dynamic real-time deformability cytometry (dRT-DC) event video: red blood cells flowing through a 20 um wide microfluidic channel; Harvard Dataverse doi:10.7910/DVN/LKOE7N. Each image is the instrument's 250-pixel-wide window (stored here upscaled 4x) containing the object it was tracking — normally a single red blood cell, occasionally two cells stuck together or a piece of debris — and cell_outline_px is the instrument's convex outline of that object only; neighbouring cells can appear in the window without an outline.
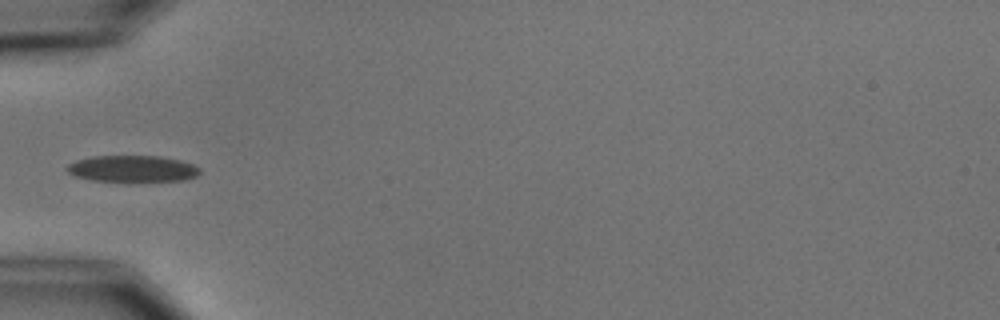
{"species": "common noctule bat (a hibernating species)", "species_latin": "Nyctalus noctula", "temperature_condition": "cold", "stored_images_in_passage": 9, "camera_frame_rate_fps": 3000, "um_per_image_px": 0.085, "animal": {"sex": "male", "body_mass_g": 15.6}, "frame": {"image": 1, "passage_image": 6, "time_ms": 6.0, "image_size_px": [1000, 320], "cell_outline_px": [[200, 172], [196, 176], [184, 180], [92, 180], [76, 176], [68, 172], [64, 168], [68, 164], [76, 160], [92, 156], [160, 156], [180, 160], [192, 164], [200, 168]], "centroid_in_image_um": [11.24, 14.32], "position_along_channel_um": 73.8, "area_um2": 20.11}}
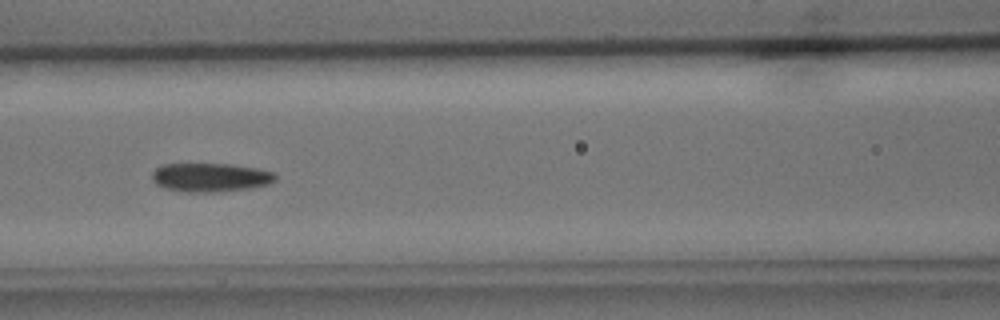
{"frame": {"image": 2, "passage_image": 8, "time_ms": 8.0, "image_size_px": [1000, 320], "cell_outline_px": [[276, 180], [268, 184], [252, 188], [212, 192], [188, 192], [164, 188], [156, 184], [152, 180], [152, 172], [160, 164], [232, 164], [256, 168], [276, 172]], "centroid_in_image_um": [17.89, 15.07], "position_along_channel_um": 148.7, "area_um2": 20.81}}
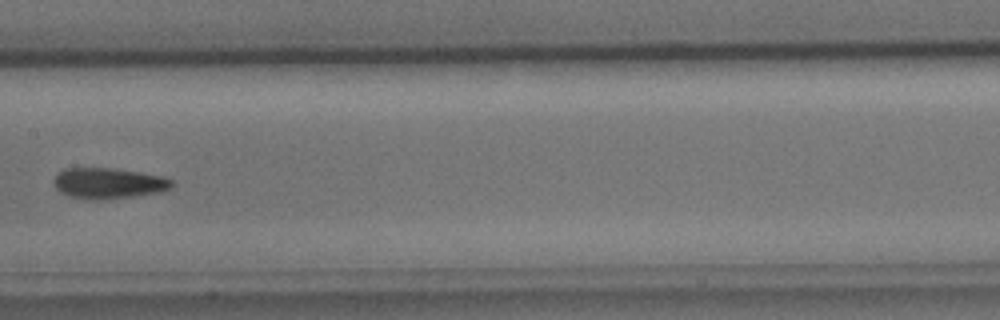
{"frame": {"image": 3, "passage_image": 9, "time_ms": 9.333, "image_size_px": [1000, 320], "cell_outline_px": [[172, 188], [160, 192], [132, 196], [100, 200], [88, 200], [68, 196], [60, 192], [52, 184], [52, 180], [56, 172], [64, 168], [112, 168], [140, 172], [164, 176], [172, 180]], "centroid_in_image_um": [9.16, 15.57], "position_along_channel_um": 198.2, "area_um2": 21.5}}